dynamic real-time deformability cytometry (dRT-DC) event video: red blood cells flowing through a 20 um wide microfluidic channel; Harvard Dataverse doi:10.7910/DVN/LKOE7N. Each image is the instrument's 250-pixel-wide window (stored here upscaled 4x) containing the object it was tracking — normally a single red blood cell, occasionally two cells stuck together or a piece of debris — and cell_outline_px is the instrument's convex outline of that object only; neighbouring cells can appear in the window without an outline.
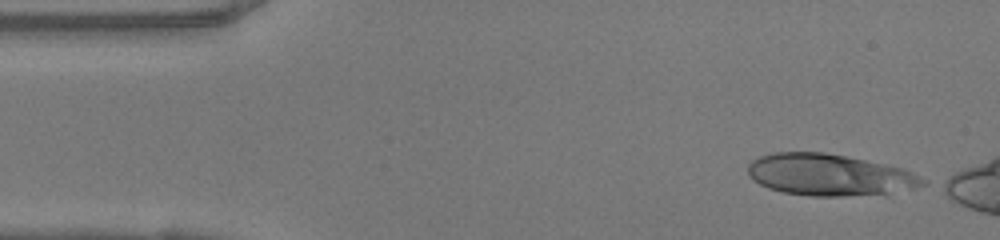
{"species": "human", "species_latin": "Homo sapiens", "temperature_condition": "warm", "stored_images_in_passage": 10, "camera_frame_rate_fps": 3000, "um_per_image_px": 0.085, "donor": {"sex": "female"}, "frame": {"image": 1, "passage_image": 1, "time_ms": 0.0, "image_size_px": [1000, 240], "cell_outline_px": [[928, 184], [884, 196], [812, 196], [784, 192], [768, 188], [752, 180], [748, 176], [748, 164], [752, 160], [760, 156], [776, 152], [824, 152], [904, 168], [928, 180]], "centroid_in_image_um": [70.56, 14.89], "position_along_channel_um": 14.4, "area_um2": 43.0}}